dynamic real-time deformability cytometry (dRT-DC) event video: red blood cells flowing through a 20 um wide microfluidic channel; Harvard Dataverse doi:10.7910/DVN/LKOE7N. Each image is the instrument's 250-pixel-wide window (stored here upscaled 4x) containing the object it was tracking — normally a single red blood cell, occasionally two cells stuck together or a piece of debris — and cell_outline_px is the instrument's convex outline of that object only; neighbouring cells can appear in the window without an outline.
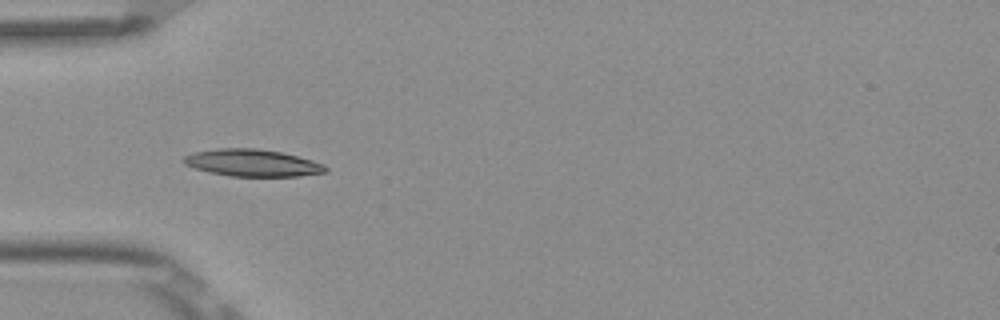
{"species": "Egyptian fruit bat (a non-hibernating species)", "species_latin": "Rousettus aegyptiacus", "temperature_condition": "room temperature", "stored_images_in_passage": 7, "camera_frame_rate_fps": 3000, "um_per_image_px": 0.085, "frame": {"image": 1, "passage_image": 5, "time_ms": 1.333, "image_size_px": [1000, 320], "cell_outline_px": [[328, 172], [300, 176], [232, 176], [208, 172], [184, 164], [180, 160], [184, 156], [192, 152], [220, 148], [256, 148], [280, 152], [312, 160], [324, 164], [328, 168]], "centroid_in_image_um": [21.44, 13.84], "position_along_channel_um": 63.6, "area_um2": 22.43}}
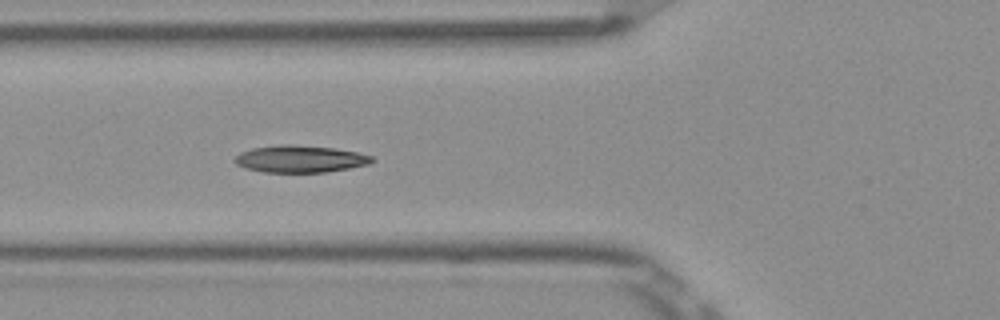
{"frame": {"image": 2, "passage_image": 6, "time_ms": 1.667, "image_size_px": [1000, 320], "cell_outline_px": [[376, 160], [368, 164], [348, 168], [324, 172], [264, 172], [244, 168], [236, 164], [232, 160], [240, 152], [252, 148], [280, 144], [288, 144], [336, 148], [356, 152], [372, 156]], "centroid_in_image_um": [25.47, 13.5], "position_along_channel_um": 100.3, "area_um2": 21.68}}
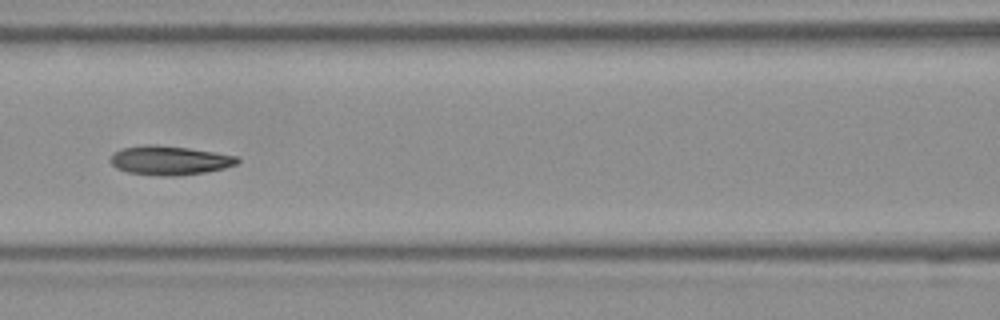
{"frame": {"image": 3, "passage_image": 7, "time_ms": 2.0, "image_size_px": [1000, 320], "cell_outline_px": [[240, 160], [236, 164], [224, 168], [204, 172], [176, 176], [160, 176], [128, 172], [116, 168], [108, 160], [120, 148], [140, 144], [156, 144], [188, 148], [236, 156]], "centroid_in_image_um": [14.36, 13.62], "position_along_channel_um": 152.2, "area_um2": 21.5}}